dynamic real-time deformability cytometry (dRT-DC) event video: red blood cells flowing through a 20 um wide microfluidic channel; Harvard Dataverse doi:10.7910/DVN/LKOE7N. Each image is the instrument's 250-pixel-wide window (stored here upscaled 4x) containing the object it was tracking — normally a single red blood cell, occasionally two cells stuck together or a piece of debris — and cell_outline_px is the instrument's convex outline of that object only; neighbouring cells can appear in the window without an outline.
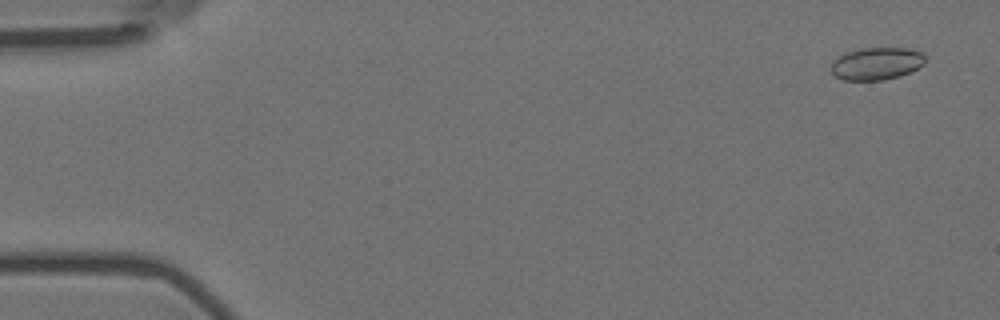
{"species": "Egyptian fruit bat (a non-hibernating species)", "species_latin": "Rousettus aegyptiacus", "temperature_condition": "room temperature", "stored_images_in_passage": 10, "camera_frame_rate_fps": 3000, "um_per_image_px": 0.085, "animal": {"sex": "female"}, "frame": {"image": 1, "passage_image": 3, "time_ms": 0.667, "image_size_px": [1000, 320], "cell_outline_px": [[924, 64], [912, 72], [900, 76], [884, 80], [844, 80], [836, 76], [832, 72], [832, 64], [844, 52], [860, 48], [912, 48], [924, 52]], "centroid_in_image_um": [74.56, 5.4], "position_along_channel_um": 10.4, "area_um2": 17.92}}